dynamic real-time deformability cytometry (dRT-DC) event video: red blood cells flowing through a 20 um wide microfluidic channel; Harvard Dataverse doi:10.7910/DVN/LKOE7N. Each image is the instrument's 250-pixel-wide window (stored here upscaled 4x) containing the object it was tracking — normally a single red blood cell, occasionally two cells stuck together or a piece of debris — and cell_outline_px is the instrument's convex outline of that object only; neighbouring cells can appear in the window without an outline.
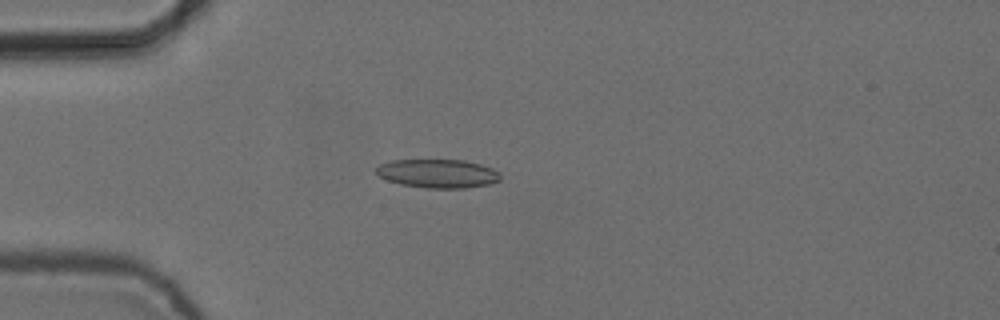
{"species": "common noctule bat (a hibernating species)", "species_latin": "Nyctalus noctula", "temperature_condition": "cold", "stored_images_in_passage": 6, "camera_frame_rate_fps": 3000, "um_per_image_px": 0.085, "animal": {"sex": "female", "body_mass_g": 24.6, "forearm_length_mm": 56.2}, "frame": {"image": 1, "passage_image": 4, "time_ms": 1.0, "image_size_px": [1000, 320], "cell_outline_px": [[500, 180], [488, 184], [464, 188], [424, 188], [400, 184], [388, 180], [380, 176], [376, 172], [376, 168], [380, 164], [392, 160], [464, 160], [480, 164], [492, 168], [500, 172]], "centroid_in_image_um": [37.22, 14.75], "position_along_channel_um": 47.8, "area_um2": 20.69}}